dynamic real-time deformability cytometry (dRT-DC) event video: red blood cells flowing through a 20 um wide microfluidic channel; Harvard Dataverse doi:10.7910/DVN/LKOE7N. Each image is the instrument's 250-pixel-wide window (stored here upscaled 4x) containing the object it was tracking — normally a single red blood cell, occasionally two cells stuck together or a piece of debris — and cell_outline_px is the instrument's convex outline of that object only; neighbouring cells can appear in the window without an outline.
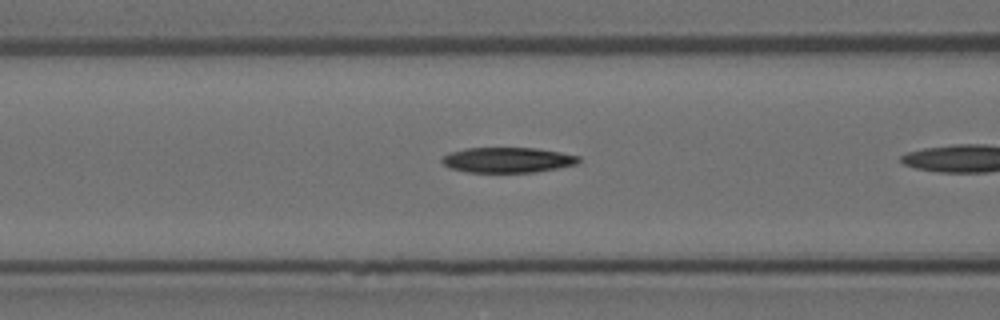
{"species": "Egyptian fruit bat (a non-hibernating species)", "species_latin": "Rousettus aegyptiacus", "temperature_condition": "room temperature", "stored_images_in_passage": 7, "camera_frame_rate_fps": 3000, "um_per_image_px": 0.085, "animal": {"sex": "female"}, "frame": {"image": 1, "passage_image": 3, "time_ms": 0.667, "image_size_px": [1000, 320], "cell_outline_px": [[580, 160], [576, 164], [536, 172], [468, 172], [448, 168], [440, 160], [448, 152], [464, 148], [536, 148], [560, 152], [580, 156]], "centroid_in_image_um": [43.11, 13.59], "position_along_channel_um": 123.5, "area_um2": 20.17}}
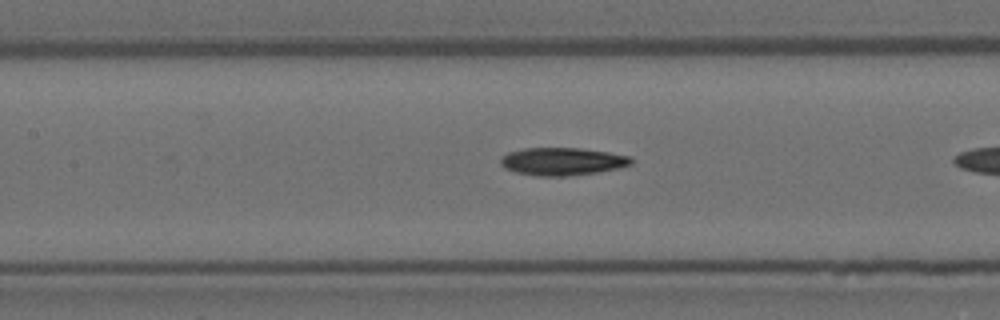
{"frame": {"image": 2, "passage_image": 6, "time_ms": 1.667, "image_size_px": [1000, 320], "cell_outline_px": [[632, 164], [620, 168], [600, 172], [568, 176], [536, 176], [516, 172], [504, 168], [500, 164], [500, 156], [508, 152], [524, 148], [580, 148], [608, 152], [632, 156]], "centroid_in_image_um": [47.8, 13.72], "position_along_channel_um": 159.6, "area_um2": 21.39}}